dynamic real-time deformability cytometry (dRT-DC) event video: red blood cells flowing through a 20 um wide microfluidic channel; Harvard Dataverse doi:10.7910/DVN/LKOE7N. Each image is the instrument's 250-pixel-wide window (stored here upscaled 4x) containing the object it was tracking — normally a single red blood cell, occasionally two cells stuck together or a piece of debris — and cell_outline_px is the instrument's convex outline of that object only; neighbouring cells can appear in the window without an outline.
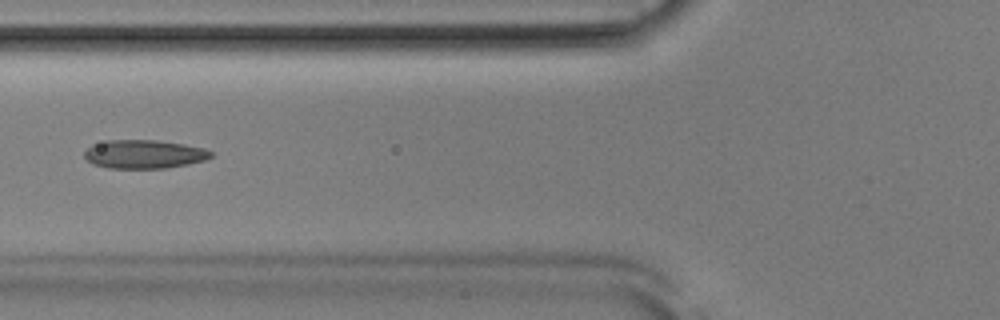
{"species": "Egyptian fruit bat (a non-hibernating species)", "species_latin": "Rousettus aegyptiacus", "temperature_condition": "room temperature", "stored_images_in_passage": 52, "camera_frame_rate_fps": 3000, "um_per_image_px": 0.085, "animal": {"sex": "male"}, "frame": {"image": 1, "passage_image": 20, "time_ms": 6.333, "image_size_px": [1000, 320], "cell_outline_px": [[212, 156], [204, 160], [188, 164], [168, 168], [108, 168], [92, 164], [84, 156], [84, 152], [92, 144], [108, 140], [156, 140], [184, 144], [204, 148], [212, 152]], "centroid_in_image_um": [12.24, 13.1], "position_along_channel_um": 113.6, "area_um2": 21.1}}
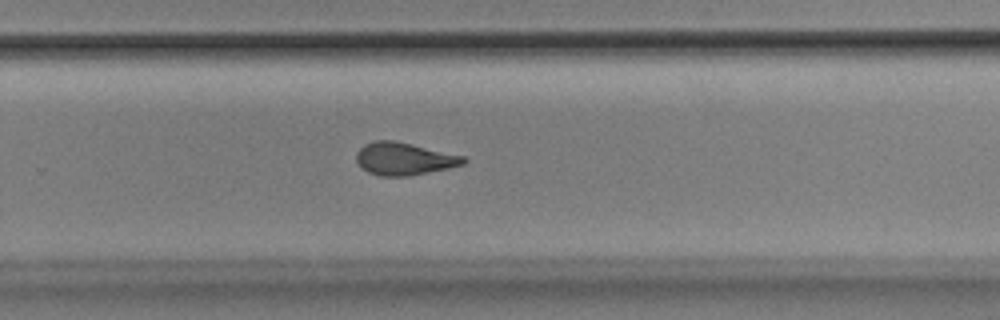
{"frame": {"image": 2, "passage_image": 34, "time_ms": 11.0, "image_size_px": [1000, 320], "cell_outline_px": [[468, 160], [464, 164], [448, 168], [408, 176], [380, 176], [368, 172], [356, 160], [356, 152], [364, 144], [376, 140], [392, 140], [412, 144], [464, 156]], "centroid_in_image_um": [34.35, 13.49], "position_along_channel_um": 295.5, "area_um2": 20.17}}
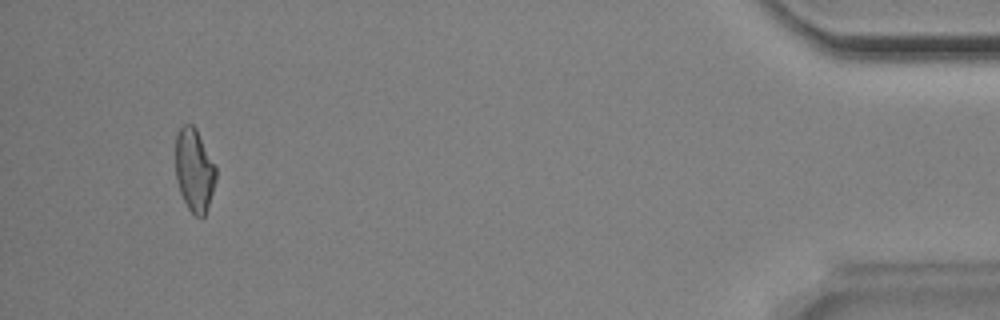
{"frame": {"image": 3, "passage_image": 49, "time_ms": 16.0, "image_size_px": [1000, 320], "cell_outline_px": [[216, 180], [204, 216], [200, 220], [188, 208], [180, 192], [176, 180], [176, 136], [180, 128], [184, 124], [192, 124], [196, 128], [216, 164]], "centroid_in_image_um": [16.52, 14.45], "position_along_channel_um": 418.7, "area_um2": 19.59}, "authors_computed_cell_mechanics": {"area_um2": 20.4612, "velocity_mm_per_s": 3.907, "shape_relaxation_time_tau1_ms": 9.2806, "shape_relaxation_time_tau2_ms": 2.5657, "deformation_change_tau1": 0.2145, "deformation_change_tau2": 0.1047}}